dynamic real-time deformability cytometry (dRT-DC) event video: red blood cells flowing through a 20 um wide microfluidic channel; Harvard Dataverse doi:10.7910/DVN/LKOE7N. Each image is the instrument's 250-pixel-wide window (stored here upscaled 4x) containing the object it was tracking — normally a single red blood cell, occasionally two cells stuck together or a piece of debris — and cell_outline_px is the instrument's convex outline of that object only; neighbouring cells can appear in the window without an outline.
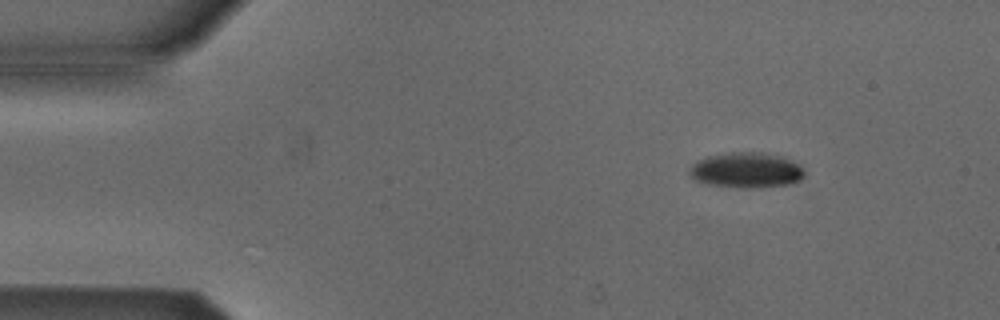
{"species": "Egyptian fruit bat (a non-hibernating species)", "species_latin": "Rousettus aegyptiacus", "temperature_condition": "cold", "stored_images_in_passage": 4, "camera_frame_rate_fps": 3000, "um_per_image_px": 0.085, "animal": {"sex": "male"}, "frame": {"image": 1, "passage_image": 2, "time_ms": 1.333, "image_size_px": [1000, 320], "cell_outline_px": [[804, 176], [800, 180], [792, 184], [764, 188], [740, 188], [704, 184], [696, 180], [688, 172], [688, 168], [696, 160], [708, 156], [728, 152], [768, 152], [784, 156], [800, 164], [804, 168]], "centroid_in_image_um": [63.47, 14.46], "position_along_channel_um": 21.5, "area_um2": 24.51}}